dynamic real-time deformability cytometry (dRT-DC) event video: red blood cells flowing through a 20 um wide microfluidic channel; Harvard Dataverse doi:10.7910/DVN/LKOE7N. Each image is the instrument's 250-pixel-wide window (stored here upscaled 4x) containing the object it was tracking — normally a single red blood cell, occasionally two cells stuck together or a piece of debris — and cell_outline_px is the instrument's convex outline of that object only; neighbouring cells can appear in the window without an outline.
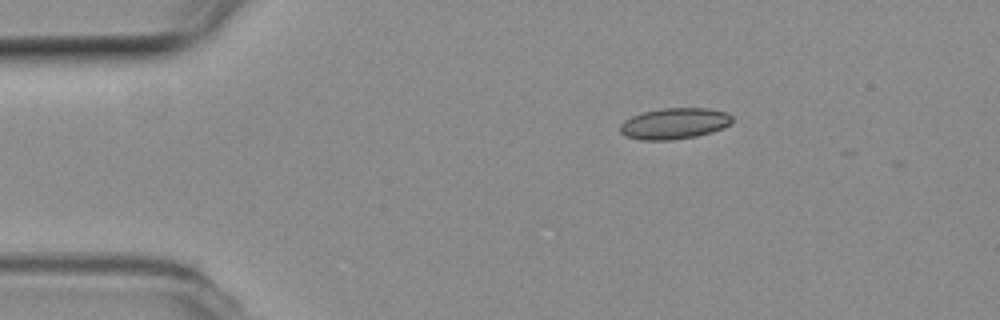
{"species": "common noctule bat (a hibernating species)", "species_latin": "Nyctalus noctula", "temperature_condition": "room temperature", "stored_images_in_passage": 40, "camera_frame_rate_fps": 3000, "um_per_image_px": 0.085, "animal": {"sex": "female", "body_mass_g": 19.3, "forearm_length_mm": 54.1}, "frame": {"image": 1, "passage_image": 1, "time_ms": 0.0, "image_size_px": [1000, 320], "cell_outline_px": [[732, 120], [728, 124], [712, 132], [696, 136], [672, 140], [640, 140], [624, 136], [620, 132], [620, 124], [624, 120], [632, 116], [644, 112], [660, 108], [708, 108], [724, 112], [732, 116]], "centroid_in_image_um": [57.27, 10.5], "position_along_channel_um": 27.7, "area_um2": 20.23}}
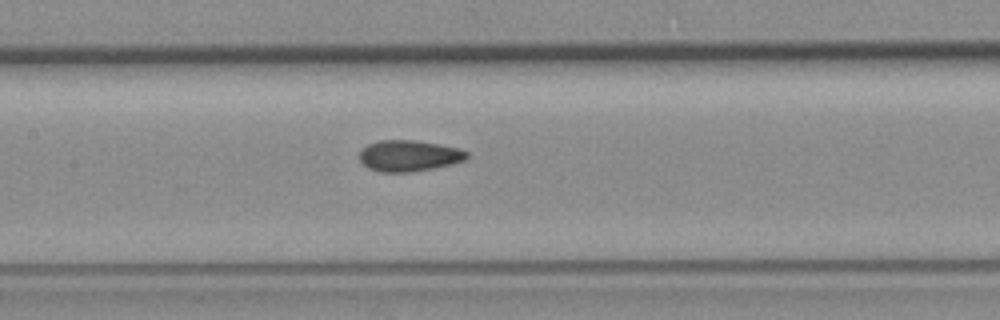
{"frame": {"image": 2, "passage_image": 17, "time_ms": 5.333, "image_size_px": [1000, 320], "cell_outline_px": [[468, 156], [464, 160], [452, 164], [412, 172], [380, 172], [368, 168], [360, 160], [360, 152], [368, 144], [380, 140], [416, 140], [460, 148], [468, 152]], "centroid_in_image_um": [34.77, 13.24], "position_along_channel_um": 172.6, "area_um2": 19.42}}
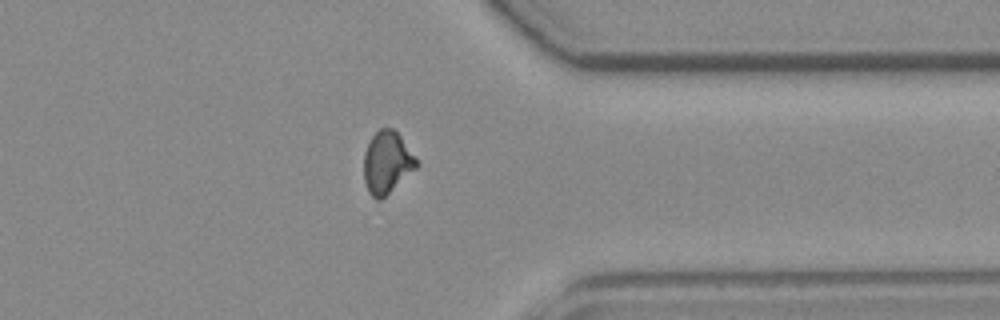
{"frame": {"image": 3, "passage_image": 34, "time_ms": 11.0, "image_size_px": [1000, 320], "cell_outline_px": [[420, 164], [416, 168], [380, 200], [376, 200], [368, 192], [364, 180], [364, 152], [372, 136], [380, 128], [392, 128], [400, 136]], "centroid_in_image_um": [32.88, 13.81], "position_along_channel_um": 378.5, "area_um2": 18.79}, "authors_computed_cell_mechanics": {"area_um2": 19.1318, "velocity_mm_per_s": 3.785, "shape_relaxation_time_tau1_ms": null, "shape_relaxation_time_tau2_ms": 1.4967, "deformation_change_tau1": null, "deformation_change_tau2": 0.0598}}